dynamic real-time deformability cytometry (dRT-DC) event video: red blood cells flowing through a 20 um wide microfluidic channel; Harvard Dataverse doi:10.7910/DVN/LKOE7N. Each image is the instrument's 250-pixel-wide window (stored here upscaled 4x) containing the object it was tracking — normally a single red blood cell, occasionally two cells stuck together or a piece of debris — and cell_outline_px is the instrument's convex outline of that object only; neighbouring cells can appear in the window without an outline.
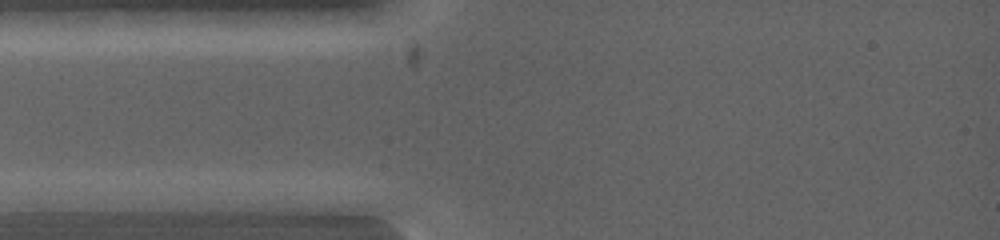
{"species": "common noctule bat (a hibernating species)", "species_latin": "Nyctalus noctula", "temperature_condition": "warm", "stored_images_in_passage": 4, "camera_frame_rate_fps": 5000, "um_per_image_px": 0.085, "animal": {"sex": "female", "body_mass_g": 19.0, "forearm_length_mm": 53.3}, "frame": {"image": 1, "passage_image": 3, "time_ms": 0.2, "image_size_px": [1000, 240], "cell_outline_px": [[120, 200], [100, 212], [28, 212], [16, 200], [32, 192], [100, 192]], "centroid_in_image_um": [5.65, 17.17], "position_along_channel_um": 79.3, "area_um2": 12.6}}